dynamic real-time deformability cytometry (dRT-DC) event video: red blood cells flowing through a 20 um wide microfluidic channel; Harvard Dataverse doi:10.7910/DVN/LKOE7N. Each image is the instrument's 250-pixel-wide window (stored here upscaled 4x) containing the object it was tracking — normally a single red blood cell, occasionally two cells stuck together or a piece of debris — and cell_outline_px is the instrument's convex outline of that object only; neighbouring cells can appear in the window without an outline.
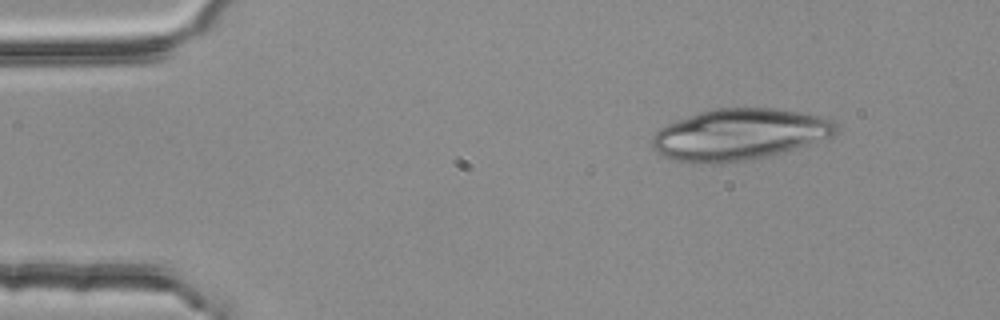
{"species": "common noctule bat (a hibernating species)", "species_latin": "Nyctalus noctula", "temperature_condition": "room temperature", "stored_images_in_passage": 4, "camera_frame_rate_fps": 3000, "um_per_image_px": 0.085, "animal": {"sex": "female", "body_mass_g": 25.1}, "frame": {"image": 1, "passage_image": 2, "time_ms": 0.333, "image_size_px": [1000, 320], "cell_outline_px": [[836, 132], [832, 136], [808, 144], [780, 152], [764, 156], [744, 160], [676, 160], [664, 156], [656, 152], [652, 148], [652, 136], [660, 128], [668, 124], [700, 112], [716, 108], [772, 108], [820, 116], [832, 120], [836, 124]], "centroid_in_image_um": [62.85, 11.38], "position_along_channel_um": 22.2, "area_um2": 53.06}}